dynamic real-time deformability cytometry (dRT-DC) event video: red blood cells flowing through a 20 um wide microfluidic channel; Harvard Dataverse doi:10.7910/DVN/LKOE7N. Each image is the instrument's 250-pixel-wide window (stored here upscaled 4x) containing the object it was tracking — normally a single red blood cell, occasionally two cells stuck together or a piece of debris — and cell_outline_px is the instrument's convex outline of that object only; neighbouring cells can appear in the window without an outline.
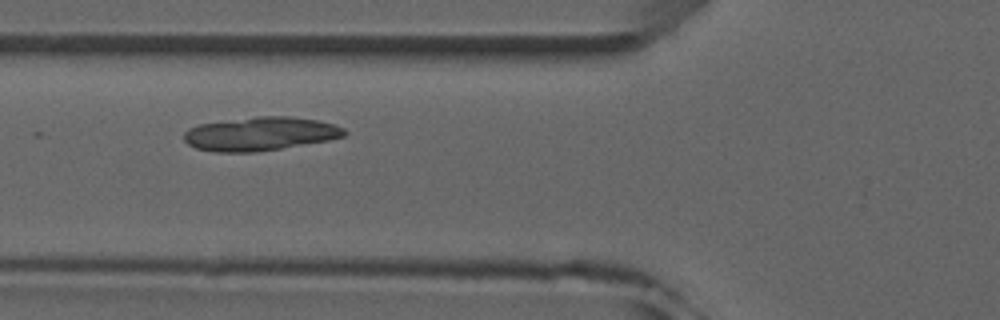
{"species": "common noctule bat (a hibernating species)", "species_latin": "Nyctalus noctula", "temperature_condition": "room temperature", "stored_images_in_passage": 8, "camera_frame_rate_fps": 3000, "um_per_image_px": 0.085, "animal": {"sex": "male", "forearm_length_mm": 52.5}, "frame": {"image": 1, "passage_image": 6, "time_ms": 7.333, "image_size_px": [1000, 320], "cell_outline_px": [[348, 132], [344, 136], [328, 140], [256, 152], [212, 152], [196, 148], [188, 144], [184, 140], [184, 132], [188, 128], [200, 124], [256, 116], [292, 116], [316, 120], [332, 124], [344, 128]], "centroid_in_image_um": [22.1, 11.37], "position_along_channel_um": 103.7, "area_um2": 31.33}}
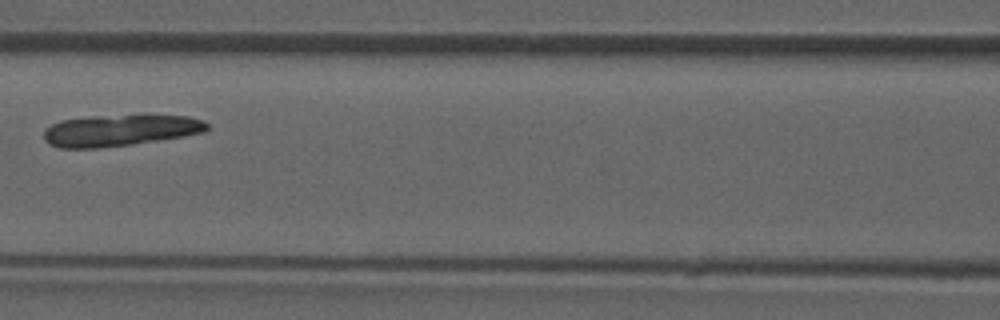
{"frame": {"image": 2, "passage_image": 7, "time_ms": 8.667, "image_size_px": [1000, 320], "cell_outline_px": [[208, 128], [204, 132], [184, 136], [128, 144], [96, 148], [60, 148], [48, 144], [44, 140], [44, 128], [60, 120], [92, 116], [144, 112], [188, 116], [200, 120], [208, 124]], "centroid_in_image_um": [10.2, 11.03], "position_along_channel_um": 156.4, "area_um2": 30.81}}